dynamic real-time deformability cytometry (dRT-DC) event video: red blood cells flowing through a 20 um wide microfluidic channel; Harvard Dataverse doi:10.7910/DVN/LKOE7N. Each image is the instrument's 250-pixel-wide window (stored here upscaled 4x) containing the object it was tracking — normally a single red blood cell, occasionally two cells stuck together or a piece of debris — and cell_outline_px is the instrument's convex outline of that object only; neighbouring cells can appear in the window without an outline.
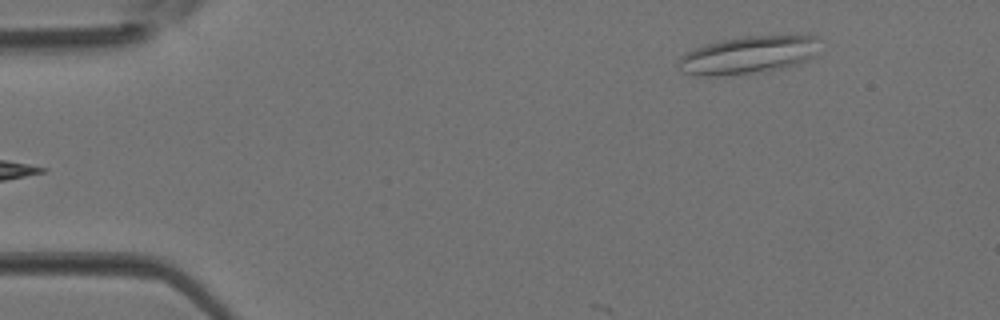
{"species": "Egyptian fruit bat (a non-hibernating species)", "species_latin": "Rousettus aegyptiacus", "temperature_condition": "room temperature", "stored_images_in_passage": 3, "camera_frame_rate_fps": 3000, "um_per_image_px": 0.085, "animal": {"sex": "female"}, "frame": {"image": 1, "passage_image": 3, "time_ms": 0.667, "image_size_px": [1000, 320], "cell_outline_px": [[816, 56], [800, 64], [784, 68], [752, 72], [716, 76], [700, 76], [680, 72], [676, 64], [680, 56], [696, 48], [720, 40], [748, 36], [816, 36]], "centroid_in_image_um": [63.55, 4.69], "position_along_channel_um": 21.4, "area_um2": 30.69}}